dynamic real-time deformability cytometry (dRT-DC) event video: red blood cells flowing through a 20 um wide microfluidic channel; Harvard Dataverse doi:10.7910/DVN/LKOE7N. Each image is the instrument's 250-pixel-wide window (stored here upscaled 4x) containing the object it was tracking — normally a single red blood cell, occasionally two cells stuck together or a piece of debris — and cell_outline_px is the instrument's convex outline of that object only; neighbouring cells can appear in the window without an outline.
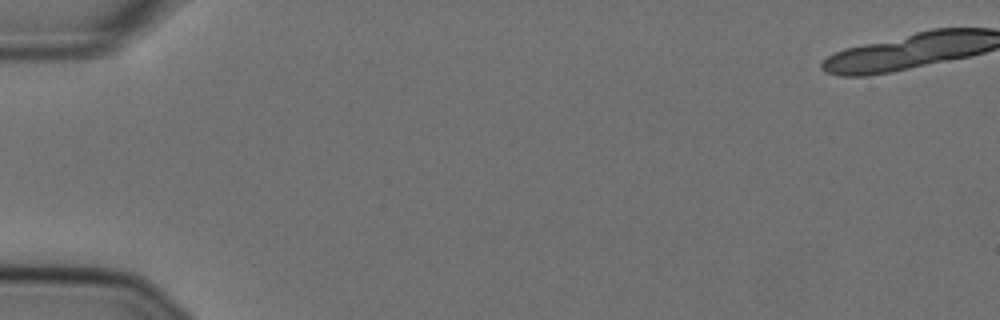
{"species": "Egyptian fruit bat (a non-hibernating species)", "species_latin": "Rousettus aegyptiacus", "temperature_condition": "cold", "stored_images_in_passage": 23, "camera_frame_rate_fps": 3000, "um_per_image_px": 0.085, "animal": {"sex": "female"}, "frame": {"image": 1, "passage_image": 1, "time_ms": 0.0, "image_size_px": [1000, 320], "cell_outline_px": [[928, 60], [896, 68], [876, 72], [840, 72], [828, 60], [844, 52], [856, 48], [900, 48]], "centroid_in_image_um": [74.28, 5.08], "position_along_channel_um": 10.7, "area_um2": 12.37}}
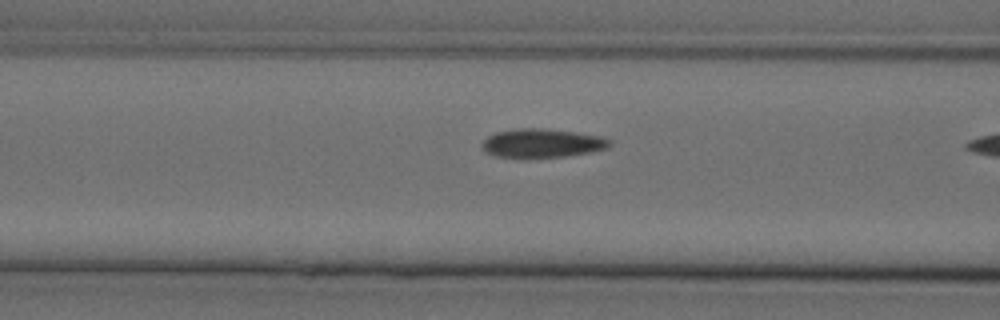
{"frame": {"image": 2, "passage_image": 22, "time_ms": 7.0, "image_size_px": [1000, 320], "cell_outline_px": [[600, 144], [588, 148], [564, 152], [512, 152], [492, 148], [492, 140], [496, 136], [528, 132], [568, 136], [596, 140]], "centroid_in_image_um": [45.96, 12.15], "position_along_channel_um": 120.6, "area_um2": 11.73}}